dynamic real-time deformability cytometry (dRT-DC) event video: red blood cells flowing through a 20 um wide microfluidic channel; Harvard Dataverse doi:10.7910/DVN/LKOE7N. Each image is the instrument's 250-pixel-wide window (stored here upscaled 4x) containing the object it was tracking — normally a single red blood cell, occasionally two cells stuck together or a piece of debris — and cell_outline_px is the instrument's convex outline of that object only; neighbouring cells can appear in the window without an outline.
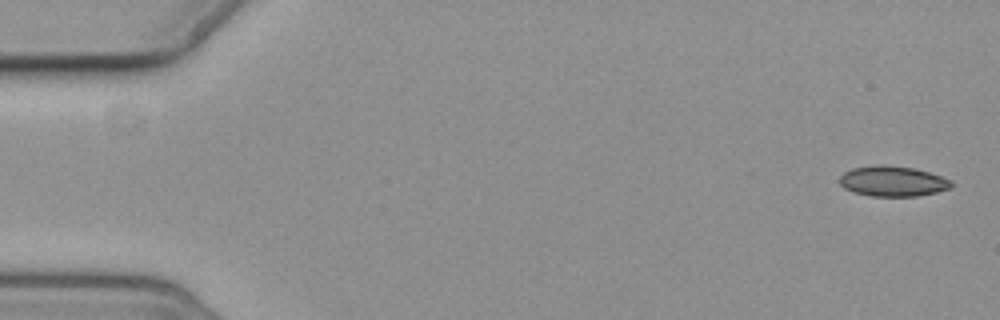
{"species": "common noctule bat (a hibernating species)", "species_latin": "Nyctalus noctula", "temperature_condition": "cold", "stored_images_in_passage": 7, "camera_frame_rate_fps": 3000, "um_per_image_px": 0.085, "animal": {"sex": "female", "body_mass_g": 19.3, "forearm_length_mm": 54.1}, "frame": {"image": 1, "passage_image": 1, "time_ms": 0.0, "image_size_px": [1000, 320], "cell_outline_px": [[952, 188], [936, 192], [916, 196], [872, 196], [852, 192], [844, 188], [840, 184], [840, 176], [844, 172], [852, 168], [876, 164], [884, 164], [916, 168], [952, 180]], "centroid_in_image_um": [75.87, 15.39], "position_along_channel_um": 9.1, "area_um2": 19.94}}
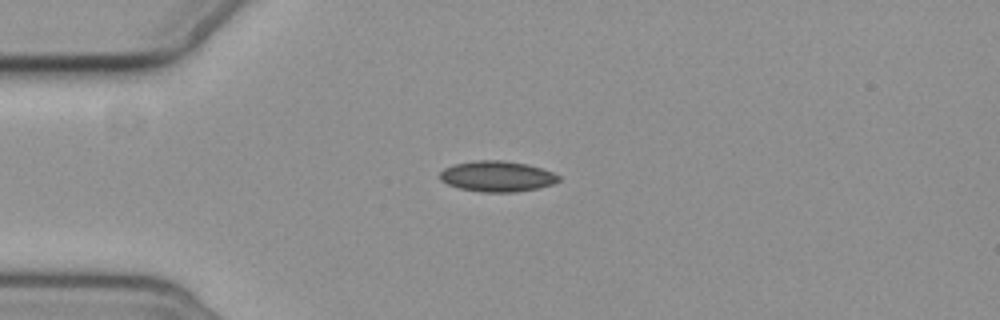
{"frame": {"image": 2, "passage_image": 4, "time_ms": 4.333, "image_size_px": [1000, 320], "cell_outline_px": [[560, 180], [552, 184], [536, 188], [516, 192], [480, 192], [460, 188], [448, 184], [440, 180], [440, 172], [444, 168], [452, 164], [476, 160], [504, 160], [528, 164], [552, 172], [560, 176]], "centroid_in_image_um": [42.23, 14.98], "position_along_channel_um": 42.8, "area_um2": 21.27}}
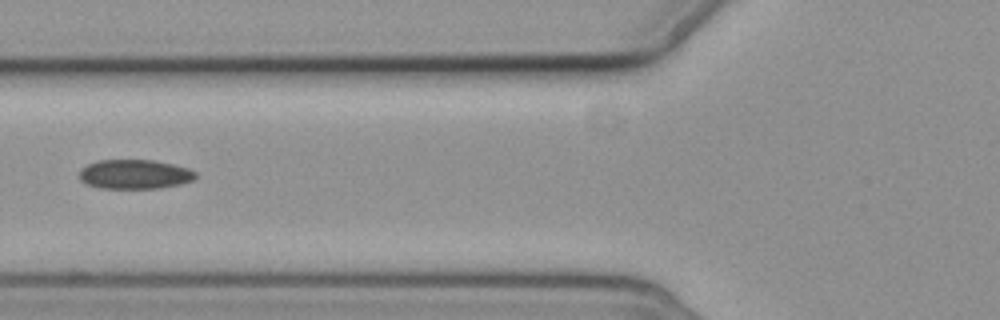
{"frame": {"image": 3, "passage_image": 7, "time_ms": 7.0, "image_size_px": [1000, 320], "cell_outline_px": [[196, 176], [192, 180], [180, 184], [160, 188], [100, 188], [88, 184], [80, 180], [80, 168], [96, 160], [152, 160], [172, 164], [188, 168], [196, 172]], "centroid_in_image_um": [11.43, 14.81], "position_along_channel_um": 114.4, "area_um2": 19.83}}